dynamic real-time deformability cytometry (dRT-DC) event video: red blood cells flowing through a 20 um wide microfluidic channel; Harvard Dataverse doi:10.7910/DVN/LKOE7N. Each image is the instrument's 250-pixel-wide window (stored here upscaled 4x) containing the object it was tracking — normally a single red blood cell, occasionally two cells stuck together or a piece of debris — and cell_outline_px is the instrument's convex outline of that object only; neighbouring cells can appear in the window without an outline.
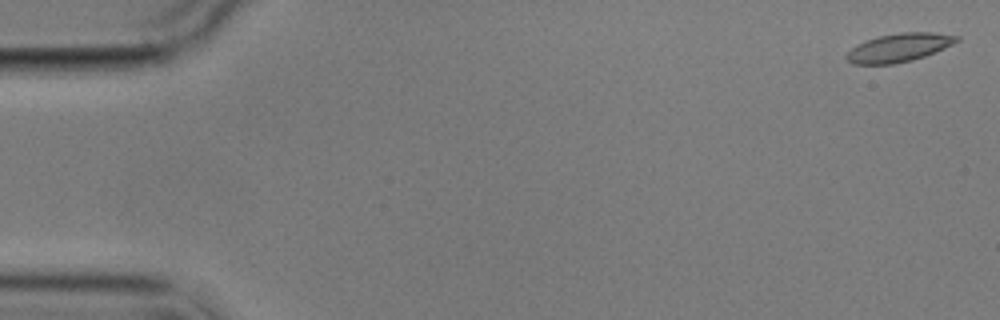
{"species": "common noctule bat (a hibernating species)", "species_latin": "Nyctalus noctula", "temperature_condition": "cold", "stored_images_in_passage": 14, "camera_frame_rate_fps": 3000, "um_per_image_px": 0.085, "animal": {"sex": "male", "body_mass_g": 17.9}, "frame": {"image": 1, "passage_image": 1, "time_ms": 0.0, "image_size_px": [1000, 320], "cell_outline_px": [[960, 40], [944, 48], [924, 56], [912, 60], [892, 64], [852, 64], [844, 56], [856, 44], [880, 36], [900, 32], [932, 32], [960, 36]], "centroid_in_image_um": [76.42, 4.04], "position_along_channel_um": 8.6, "area_um2": 18.09}}
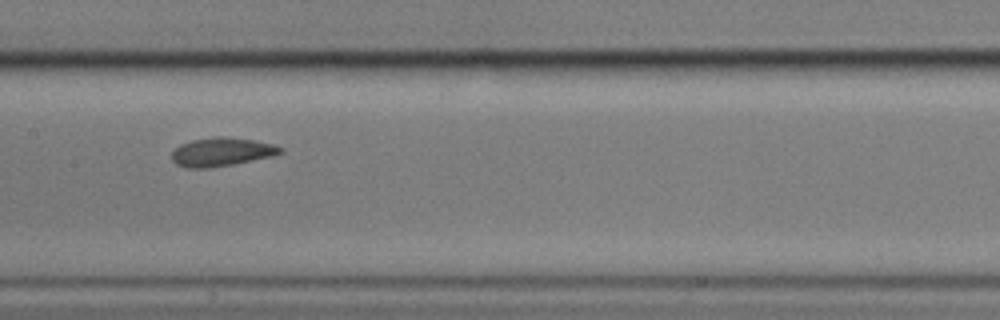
{"frame": {"image": 2, "passage_image": 8, "time_ms": 9.0, "image_size_px": [1000, 320], "cell_outline_px": [[284, 152], [272, 156], [212, 168], [184, 168], [176, 164], [172, 160], [172, 152], [180, 144], [192, 140], [216, 136], [220, 136], [252, 140], [272, 144], [284, 148]], "centroid_in_image_um": [18.81, 12.92], "position_along_channel_um": 188.6, "area_um2": 18.03}}
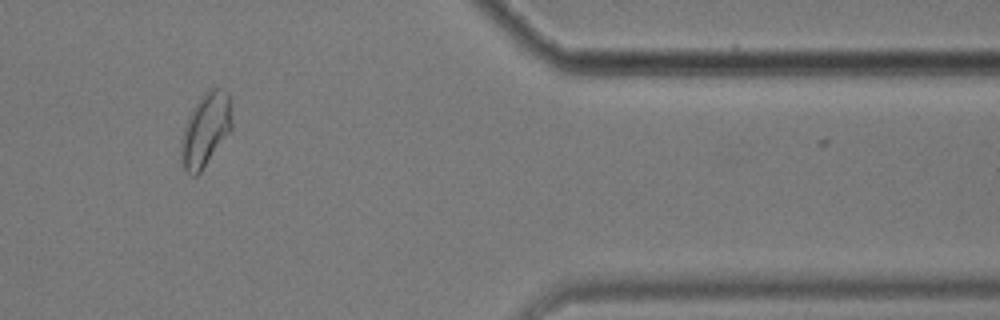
{"frame": {"image": 3, "passage_image": 13, "time_ms": 15.667, "image_size_px": [1000, 320], "cell_outline_px": [[232, 128], [200, 172], [196, 176], [192, 176], [184, 168], [180, 156], [180, 140], [188, 116], [192, 108], [200, 96], [204, 92], [212, 88], [224, 88], [228, 92], [232, 124]], "centroid_in_image_um": [17.45, 11.0], "position_along_channel_um": 394.0, "area_um2": 21.62}, "authors_computed_cell_mechanics": {"area_um2": 18.207, "velocity_mm_per_s": 3.497, "shape_relaxation_time_tau1_ms": null, "shape_relaxation_time_tau2_ms": 0.9581, "deformation_change_tau1": null, "deformation_change_tau2": 0.0401}}